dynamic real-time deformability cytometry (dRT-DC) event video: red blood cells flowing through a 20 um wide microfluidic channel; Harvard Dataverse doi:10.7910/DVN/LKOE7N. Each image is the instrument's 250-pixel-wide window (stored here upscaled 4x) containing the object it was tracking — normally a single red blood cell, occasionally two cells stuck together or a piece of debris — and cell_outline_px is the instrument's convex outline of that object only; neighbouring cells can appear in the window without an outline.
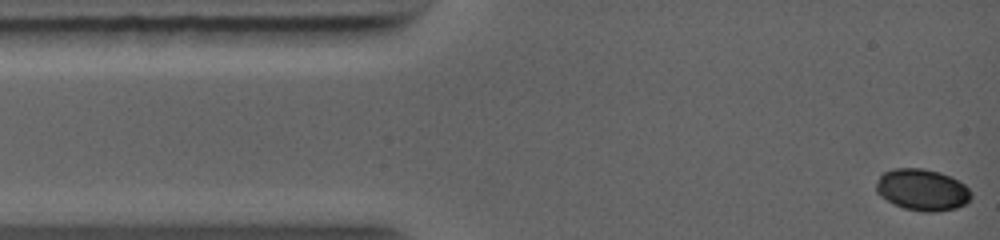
{"species": "common noctule bat (a hibernating species)", "species_latin": "Nyctalus noctula", "temperature_condition": "warm", "stored_images_in_passage": 14, "camera_frame_rate_fps": 5000, "um_per_image_px": 0.085, "animal": {"sex": "female", "body_mass_g": 19.0, "forearm_length_mm": 56.7}, "frame": {"image": 1, "passage_image": 1, "time_ms": 0.0, "image_size_px": [1000, 240], "cell_outline_px": [[972, 196], [964, 204], [956, 208], [936, 212], [924, 212], [904, 208], [892, 204], [880, 196], [876, 192], [876, 184], [880, 176], [884, 172], [892, 168], [924, 168], [940, 172], [964, 184], [972, 192]], "centroid_in_image_um": [78.36, 16.13], "position_along_channel_um": 6.6, "area_um2": 23.06}}
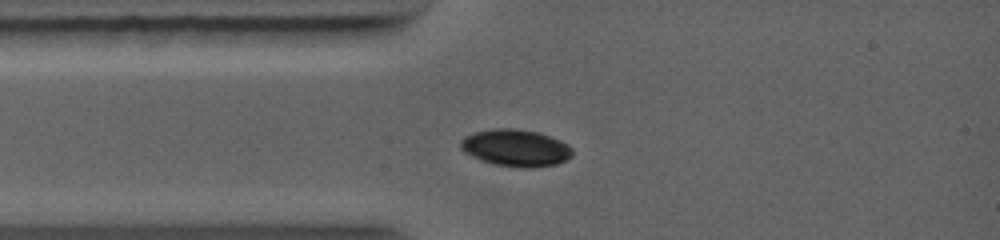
{"frame": {"image": 2, "passage_image": 10, "time_ms": 2.2, "image_size_px": [1000, 240], "cell_outline_px": [[572, 156], [556, 164], [532, 168], [520, 168], [492, 164], [480, 160], [464, 152], [460, 148], [460, 140], [464, 136], [472, 132], [492, 128], [516, 128], [536, 132], [560, 140], [568, 144], [572, 148]], "centroid_in_image_um": [43.79, 12.57], "position_along_channel_um": 41.2, "area_um2": 24.33}}